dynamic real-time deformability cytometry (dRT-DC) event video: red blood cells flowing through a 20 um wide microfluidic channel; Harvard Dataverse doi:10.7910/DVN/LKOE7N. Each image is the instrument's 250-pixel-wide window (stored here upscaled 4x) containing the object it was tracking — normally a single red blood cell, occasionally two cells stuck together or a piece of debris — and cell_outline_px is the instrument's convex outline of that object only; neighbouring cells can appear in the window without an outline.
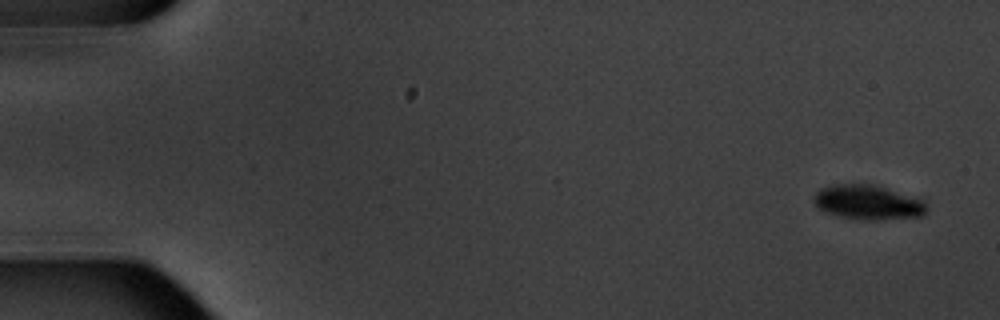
{"species": "common noctule bat (a hibernating species)", "species_latin": "Nyctalus noctula", "temperature_condition": "warm", "stored_images_in_passage": 4, "camera_frame_rate_fps": 3000, "um_per_image_px": 0.085, "animal": {"sex": "male", "body_mass_g": 20.1, "forearm_length_mm": 53.5}, "frame": {"image": 1, "passage_image": 1, "time_ms": 0.0, "image_size_px": [1000, 320], "cell_outline_px": [[928, 212], [924, 216], [880, 220], [860, 220], [840, 216], [828, 212], [820, 208], [812, 200], [816, 192], [820, 188], [832, 184], [872, 184], [924, 200], [928, 204]], "centroid_in_image_um": [73.82, 17.21], "position_along_channel_um": 11.2, "area_um2": 22.83}}